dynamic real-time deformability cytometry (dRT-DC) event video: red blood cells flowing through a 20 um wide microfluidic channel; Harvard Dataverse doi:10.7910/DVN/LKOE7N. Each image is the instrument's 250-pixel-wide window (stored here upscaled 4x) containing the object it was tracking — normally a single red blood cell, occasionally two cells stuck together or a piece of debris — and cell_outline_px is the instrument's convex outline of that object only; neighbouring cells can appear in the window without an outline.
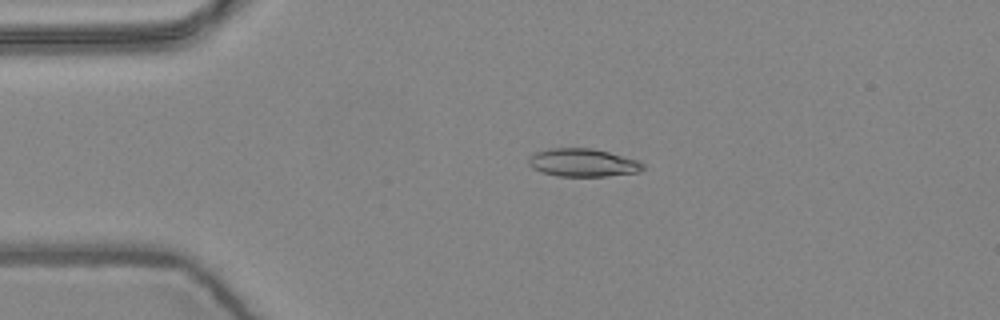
{"species": "common noctule bat (a hibernating species)", "species_latin": "Nyctalus noctula", "temperature_condition": "warm", "stored_images_in_passage": 5, "camera_frame_rate_fps": 3000, "um_per_image_px": 0.085, "animal": {"sex": "female", "body_mass_g": 24.6, "forearm_length_mm": 56.2}, "frame": {"image": 1, "passage_image": 4, "time_ms": 1.0, "image_size_px": [1000, 320], "cell_outline_px": [[648, 168], [640, 172], [604, 176], [556, 176], [532, 168], [528, 164], [528, 156], [536, 152], [548, 148], [592, 148], [640, 160]], "centroid_in_image_um": [49.58, 13.82], "position_along_channel_um": 35.4, "area_um2": 18.9}}